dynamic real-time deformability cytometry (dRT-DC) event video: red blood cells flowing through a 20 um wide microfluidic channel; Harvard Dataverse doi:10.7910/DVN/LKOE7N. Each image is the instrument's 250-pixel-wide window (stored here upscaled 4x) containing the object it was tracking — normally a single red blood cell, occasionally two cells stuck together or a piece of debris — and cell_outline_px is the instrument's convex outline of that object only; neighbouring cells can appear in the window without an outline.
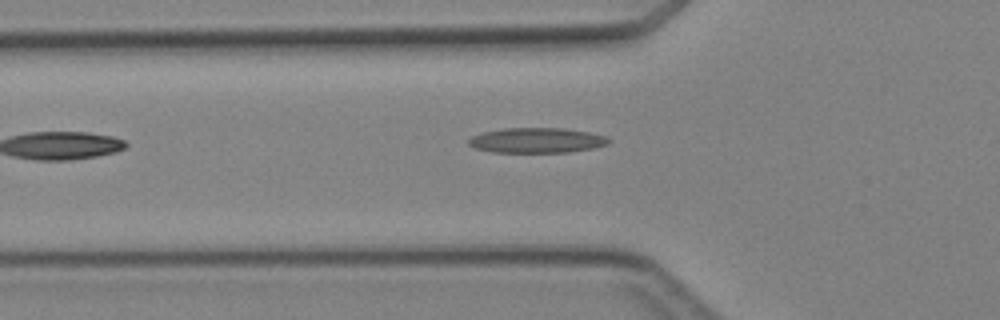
{"species": "Egyptian fruit bat (a non-hibernating species)", "species_latin": "Rousettus aegyptiacus", "temperature_condition": "cold", "stored_images_in_passage": 5, "camera_frame_rate_fps": 3000, "um_per_image_px": 0.085, "animal": {"sex": "female"}, "frame": {"image": 1, "passage_image": 5, "time_ms": 5.667, "image_size_px": [1000, 320], "cell_outline_px": [[612, 140], [608, 144], [596, 148], [568, 152], [492, 152], [476, 148], [468, 144], [468, 140], [472, 136], [484, 132], [504, 128], [564, 128], [588, 132], [604, 136]], "centroid_in_image_um": [45.65, 11.93], "position_along_channel_um": 80.1, "area_um2": 20.46}}